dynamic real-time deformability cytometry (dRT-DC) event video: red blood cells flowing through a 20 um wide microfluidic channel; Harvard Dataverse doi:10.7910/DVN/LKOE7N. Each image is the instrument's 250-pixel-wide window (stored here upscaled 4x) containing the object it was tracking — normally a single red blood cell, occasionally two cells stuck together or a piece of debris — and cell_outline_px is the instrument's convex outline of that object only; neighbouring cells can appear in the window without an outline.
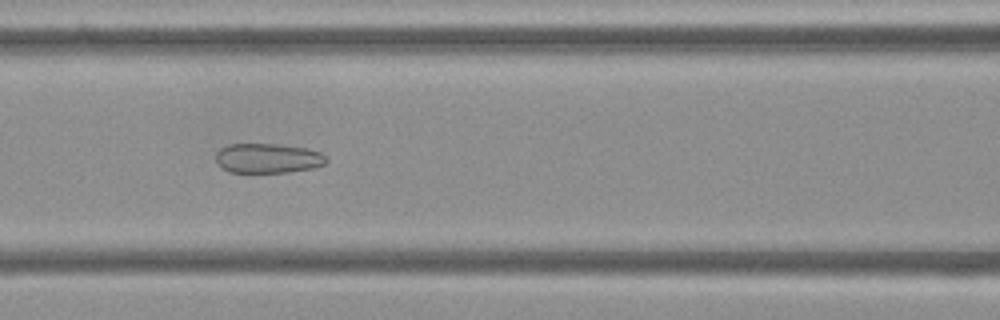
{"species": "Egyptian fruit bat (a non-hibernating species)", "species_latin": "Rousettus aegyptiacus", "temperature_condition": "cold", "stored_images_in_passage": 51, "camera_frame_rate_fps": 3000, "um_per_image_px": 0.085, "frame": {"image": 1, "passage_image": 20, "time_ms": 6.333, "image_size_px": [1000, 320], "cell_outline_px": [[328, 160], [324, 164], [316, 168], [288, 172], [228, 172], [216, 164], [216, 152], [220, 148], [228, 144], [276, 144], [308, 148], [320, 152]], "centroid_in_image_um": [22.75, 13.45], "position_along_channel_um": 143.8, "area_um2": 19.31}}
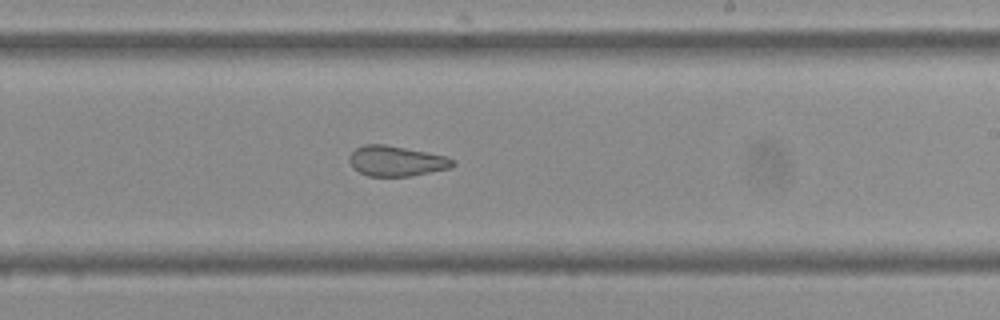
{"frame": {"image": 2, "passage_image": 29, "time_ms": 9.333, "image_size_px": [1000, 320], "cell_outline_px": [[456, 164], [452, 168], [412, 176], [368, 176], [352, 168], [348, 160], [348, 156], [356, 148], [364, 144], [384, 144], [428, 152], [444, 156], [452, 160]], "centroid_in_image_um": [33.67, 13.69], "position_along_channel_um": 255.3, "area_um2": 18.38}}
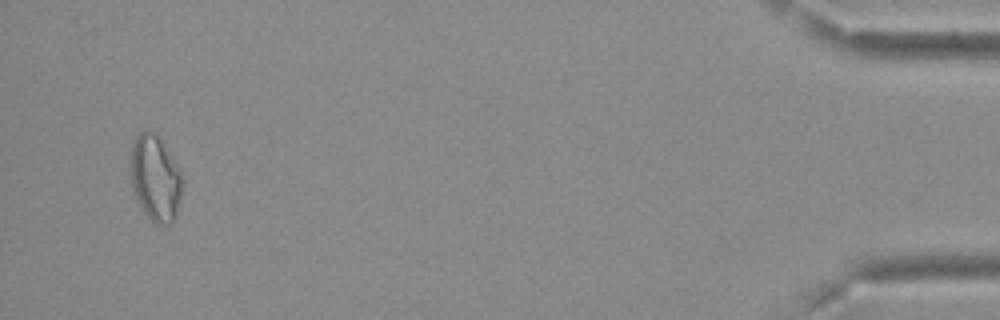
{"frame": {"image": 3, "passage_image": 49, "time_ms": 16.0, "image_size_px": [1000, 320], "cell_outline_px": [[180, 196], [176, 216], [172, 224], [156, 224], [140, 208], [132, 192], [128, 164], [132, 144], [136, 136], [144, 128], [156, 132], [160, 136], [180, 172]], "centroid_in_image_um": [13.12, 15.1], "position_along_channel_um": 422.1, "area_um2": 26.36}, "authors_computed_cell_mechanics": {"area_um2": 21.675, "velocity_mm_per_s": 3.7217, "shape_relaxation_time_tau1_ms": null, "shape_relaxation_time_tau2_ms": 2.0647, "deformation_change_tau1": null, "deformation_change_tau2": 0.0878}}